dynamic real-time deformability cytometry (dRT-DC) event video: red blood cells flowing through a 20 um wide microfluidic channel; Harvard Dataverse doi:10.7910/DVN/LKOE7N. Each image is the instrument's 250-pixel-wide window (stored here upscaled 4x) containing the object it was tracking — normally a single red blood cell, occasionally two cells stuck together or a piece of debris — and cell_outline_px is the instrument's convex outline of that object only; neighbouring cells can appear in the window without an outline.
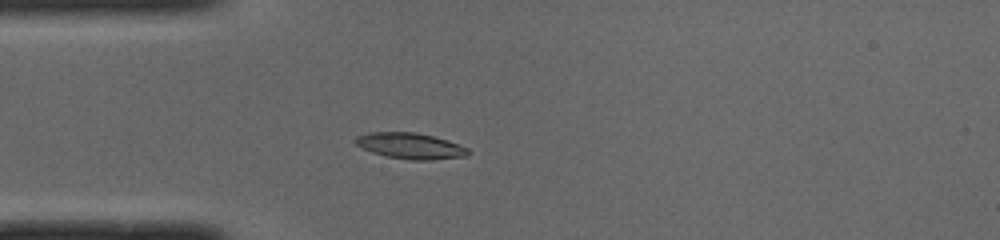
{"species": "common noctule bat (a hibernating species)", "species_latin": "Nyctalus noctula", "temperature_condition": "cold", "stored_images_in_passage": 50, "camera_frame_rate_fps": 3000, "um_per_image_px": 0.085, "animal": {"sex": "male", "body_mass_g": 19.0, "forearm_length_mm": 50.8}, "frame": {"image": 1, "passage_image": 13, "time_ms": 4.0, "image_size_px": [1000, 240], "cell_outline_px": [[468, 156], [432, 160], [412, 160], [388, 156], [372, 152], [356, 144], [352, 140], [356, 136], [368, 132], [416, 132], [432, 136], [468, 148]], "centroid_in_image_um": [34.84, 12.39], "position_along_channel_um": 50.2, "area_um2": 16.82}}
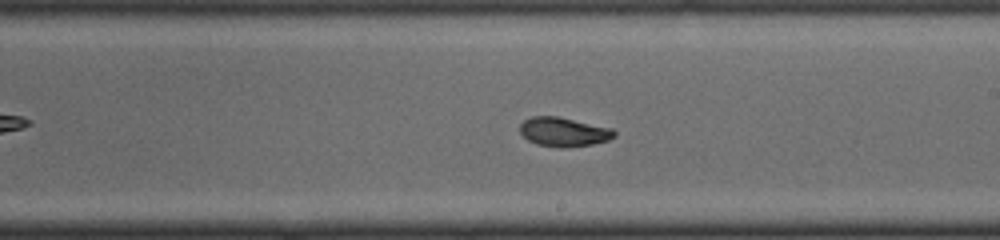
{"frame": {"image": 2, "passage_image": 28, "time_ms": 9.0, "image_size_px": [1000, 240], "cell_outline_px": [[616, 136], [608, 140], [592, 144], [564, 148], [556, 148], [536, 144], [528, 140], [520, 132], [520, 124], [524, 120], [532, 116], [556, 116], [612, 128], [616, 132]], "centroid_in_image_um": [47.9, 11.22], "position_along_channel_um": 241.1, "area_um2": 16.07}}
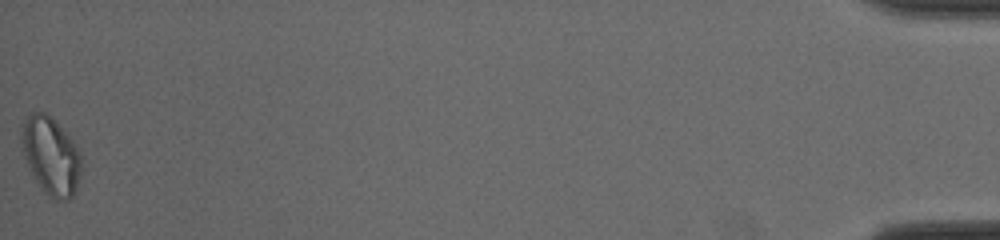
{"frame": {"image": 3, "passage_image": 50, "time_ms": 16.333, "image_size_px": [1000, 240], "cell_outline_px": [[80, 172], [76, 192], [68, 200], [52, 200], [36, 180], [28, 168], [20, 140], [20, 124], [32, 112], [44, 112], [56, 120], [80, 152]], "centroid_in_image_um": [4.3, 13.23], "position_along_channel_um": 430.9, "area_um2": 27.05}, "authors_computed_cell_mechanics": {"area_um2": 15.9817, "velocity_mm_per_s": 3.9677, "shape_relaxation_time_tau1_ms": 6.4116, "shape_relaxation_time_tau2_ms": 1.5537, "deformation_change_tau1": 0.1979, "deformation_change_tau2": 0.0553}}